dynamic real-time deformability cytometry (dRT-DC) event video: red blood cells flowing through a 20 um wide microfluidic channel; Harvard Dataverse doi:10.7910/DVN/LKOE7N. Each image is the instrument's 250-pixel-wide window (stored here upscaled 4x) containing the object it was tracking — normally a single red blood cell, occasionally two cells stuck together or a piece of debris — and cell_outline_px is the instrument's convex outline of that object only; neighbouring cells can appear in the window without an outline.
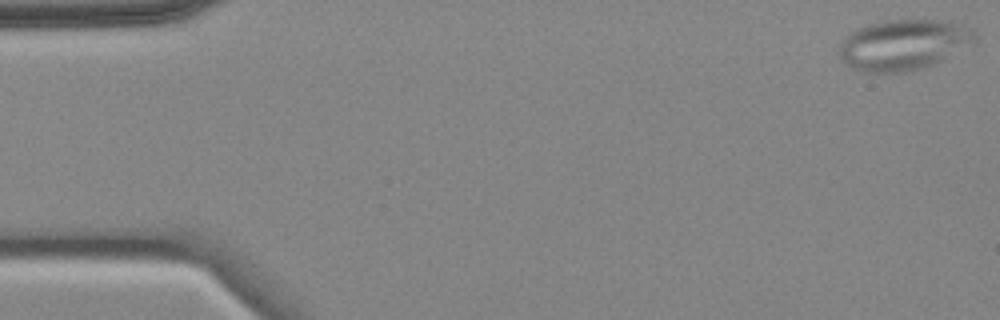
{"species": "common noctule bat (a hibernating species)", "species_latin": "Nyctalus noctula", "temperature_condition": "cold", "stored_images_in_passage": 4, "camera_frame_rate_fps": 3000, "um_per_image_px": 0.085, "animal": {"sex": "female", "body_mass_g": 18.4}, "frame": {"image": 1, "passage_image": 1, "time_ms": 0.0, "image_size_px": [1000, 320], "cell_outline_px": [[976, 40], [944, 60], [936, 64], [924, 68], [904, 72], [860, 72], [852, 68], [836, 52], [840, 40], [844, 36], [856, 28], [868, 24], [884, 20], [952, 20], [964, 24], [972, 28], [976, 36]], "centroid_in_image_um": [76.78, 3.79], "position_along_channel_um": 8.2, "area_um2": 40.69}}